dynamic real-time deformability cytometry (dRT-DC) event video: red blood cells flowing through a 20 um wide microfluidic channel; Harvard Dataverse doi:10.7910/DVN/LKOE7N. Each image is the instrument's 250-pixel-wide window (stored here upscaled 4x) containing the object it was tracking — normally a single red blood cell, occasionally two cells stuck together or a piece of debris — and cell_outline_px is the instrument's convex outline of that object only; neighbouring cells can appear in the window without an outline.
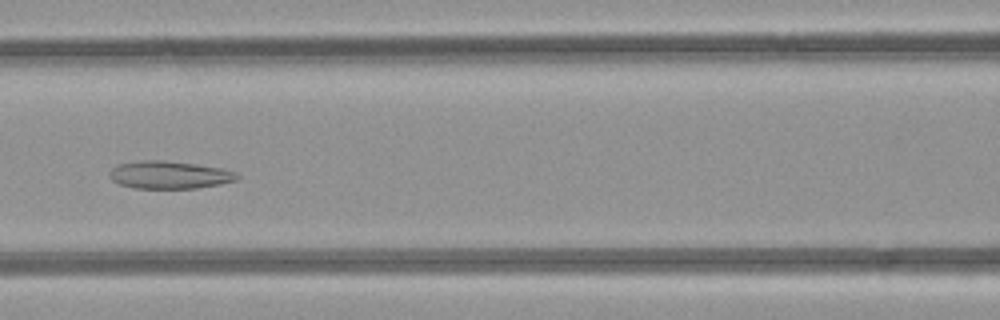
{"species": "common noctule bat (a hibernating species)", "species_latin": "Nyctalus noctula", "temperature_condition": "room temperature", "stored_images_in_passage": 29, "camera_frame_rate_fps": 3000, "um_per_image_px": 0.085, "animal": {"sex": "female", "body_mass_g": 21.9}, "frame": {"image": 1, "passage_image": 7, "time_ms": 2.0, "image_size_px": [1000, 320], "cell_outline_px": [[240, 176], [236, 180], [220, 184], [196, 188], [136, 188], [120, 184], [112, 180], [108, 172], [116, 164], [144, 160], [164, 160], [220, 168], [236, 172]], "centroid_in_image_um": [14.37, 14.86], "position_along_channel_um": 152.2, "area_um2": 20.4}}
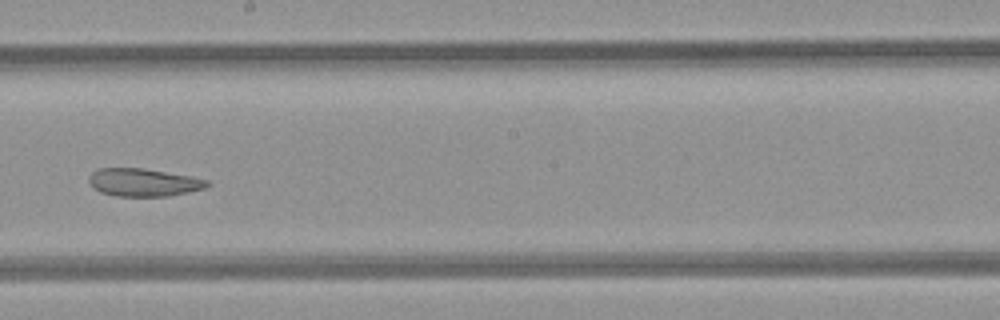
{"frame": {"image": 2, "passage_image": 13, "time_ms": 4.0, "image_size_px": [1000, 320], "cell_outline_px": [[212, 184], [204, 188], [188, 192], [168, 196], [116, 196], [100, 192], [92, 188], [88, 184], [88, 176], [92, 172], [100, 168], [144, 168], [192, 176], [208, 180]], "centroid_in_image_um": [12.18, 15.5], "position_along_channel_um": 236.0, "area_um2": 19.42}}
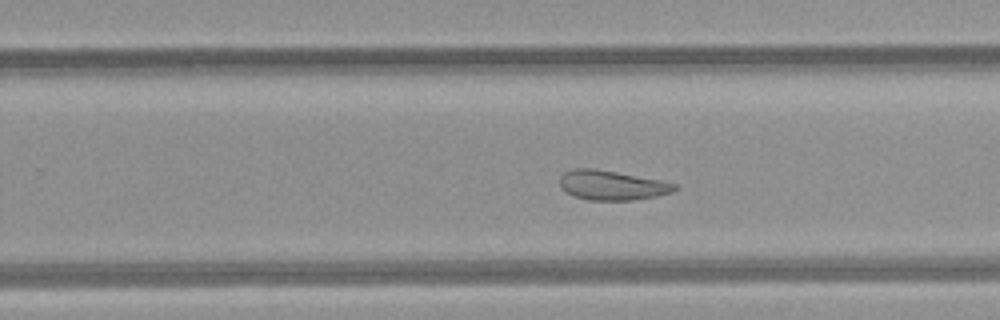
{"frame": {"image": 3, "passage_image": 16, "time_ms": 5.0, "image_size_px": [1000, 320], "cell_outline_px": [[680, 188], [672, 192], [656, 196], [632, 200], [588, 200], [572, 196], [560, 188], [560, 176], [564, 172], [572, 168], [592, 168], [616, 172], [660, 180], [676, 184]], "centroid_in_image_um": [51.98, 15.75], "position_along_channel_um": 277.8, "area_um2": 19.88}, "authors_computed_cell_mechanics": {"area_um2": 20.6924, "velocity_mm_per_s": 4.1966, "shape_relaxation_time_tau1_ms": null, "shape_relaxation_time_tau2_ms": 2.6649, "deformation_change_tau1": null, "deformation_change_tau2": 0.0993}}